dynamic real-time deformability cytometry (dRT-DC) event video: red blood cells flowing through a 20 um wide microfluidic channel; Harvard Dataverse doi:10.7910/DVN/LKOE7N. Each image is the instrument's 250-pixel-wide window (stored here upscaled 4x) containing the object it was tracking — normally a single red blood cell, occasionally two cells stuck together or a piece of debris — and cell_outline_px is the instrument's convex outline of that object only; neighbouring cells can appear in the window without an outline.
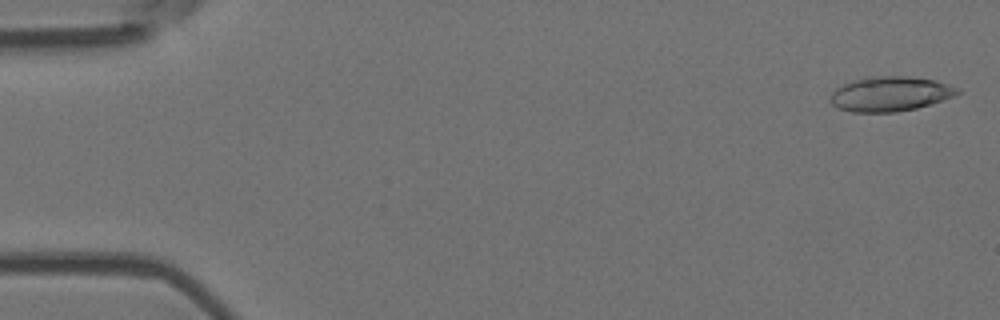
{"species": "Egyptian fruit bat (a non-hibernating species)", "species_latin": "Rousettus aegyptiacus", "temperature_condition": "room temperature", "stored_images_in_passage": 5, "camera_frame_rate_fps": 3000, "um_per_image_px": 0.085, "animal": {"sex": "female"}, "frame": {"image": 1, "passage_image": 1, "time_ms": 0.0, "image_size_px": [1000, 320], "cell_outline_px": [[960, 92], [952, 96], [916, 108], [896, 112], [852, 112], [836, 108], [832, 104], [832, 92], [836, 88], [852, 80], [868, 76], [908, 76], [936, 80], [960, 88]], "centroid_in_image_um": [75.65, 7.97], "position_along_channel_um": 9.4, "area_um2": 25.61}}
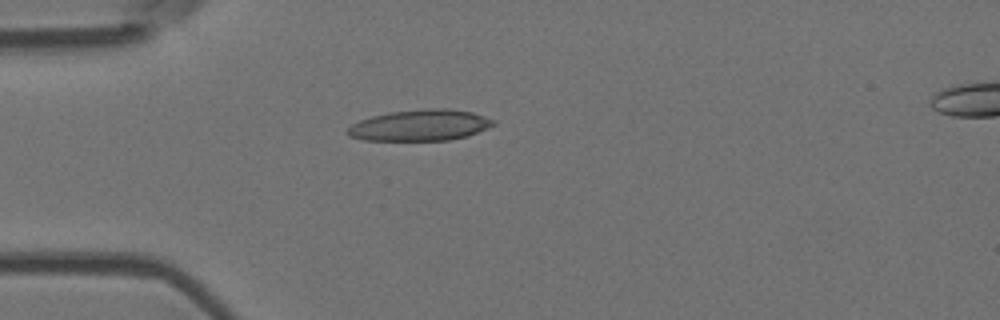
{"frame": {"image": 2, "passage_image": 4, "time_ms": 1.0, "image_size_px": [1000, 320], "cell_outline_px": [[496, 124], [488, 128], [468, 136], [448, 140], [364, 140], [348, 136], [348, 128], [352, 124], [360, 120], [372, 116], [392, 112], [428, 108], [448, 108], [472, 112], [496, 120]], "centroid_in_image_um": [35.75, 10.64], "position_along_channel_um": 49.3, "area_um2": 26.41}}